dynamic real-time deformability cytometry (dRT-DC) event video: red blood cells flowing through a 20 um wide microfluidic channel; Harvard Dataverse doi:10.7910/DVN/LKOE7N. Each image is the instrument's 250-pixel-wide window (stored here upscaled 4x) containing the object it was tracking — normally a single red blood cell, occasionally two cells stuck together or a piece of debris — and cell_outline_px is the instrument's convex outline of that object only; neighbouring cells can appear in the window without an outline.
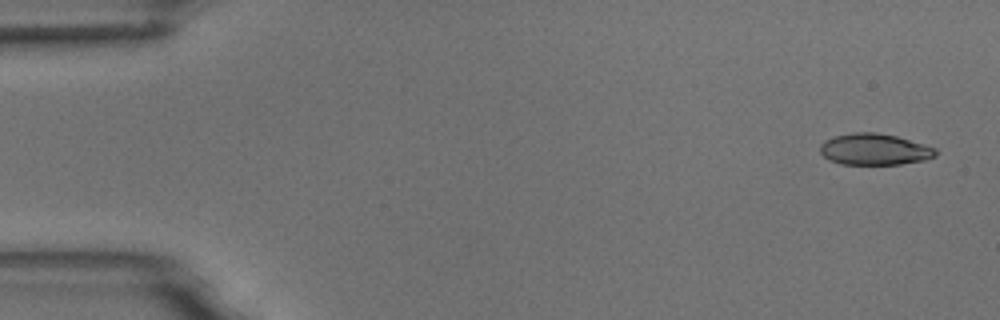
{"species": "common noctule bat (a hibernating species)", "species_latin": "Nyctalus noctula", "temperature_condition": "room temperature", "stored_images_in_passage": 6, "camera_frame_rate_fps": 3000, "um_per_image_px": 0.085, "animal": {"sex": "male", "body_mass_g": 18.8}, "frame": {"image": 1, "passage_image": 1, "time_ms": 0.0, "image_size_px": [1000, 320], "cell_outline_px": [[936, 156], [924, 160], [900, 164], [840, 164], [824, 156], [820, 152], [820, 144], [824, 140], [836, 136], [852, 132], [876, 132], [896, 136], [936, 148]], "centroid_in_image_um": [74.32, 12.69], "position_along_channel_um": 10.7, "area_um2": 20.98}}
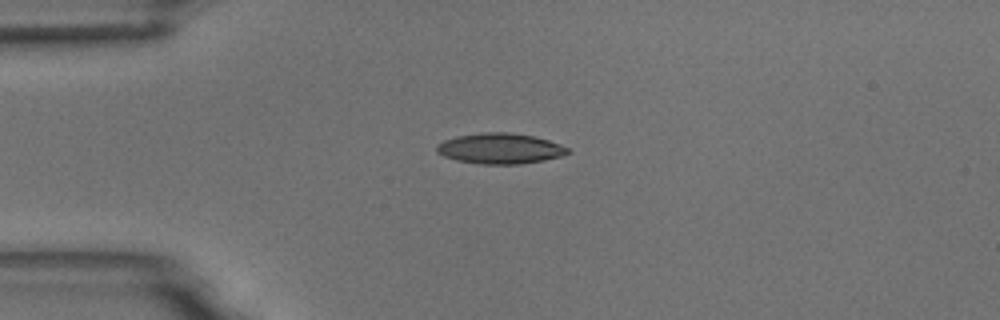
{"frame": {"image": 2, "passage_image": 4, "time_ms": 3.667, "image_size_px": [1000, 320], "cell_outline_px": [[572, 152], [560, 156], [544, 160], [520, 164], [480, 164], [456, 160], [444, 156], [436, 152], [436, 144], [444, 140], [456, 136], [484, 132], [512, 132], [532, 136], [548, 140], [560, 144], [568, 148]], "centroid_in_image_um": [42.49, 12.62], "position_along_channel_um": 42.5, "area_um2": 23.41}}